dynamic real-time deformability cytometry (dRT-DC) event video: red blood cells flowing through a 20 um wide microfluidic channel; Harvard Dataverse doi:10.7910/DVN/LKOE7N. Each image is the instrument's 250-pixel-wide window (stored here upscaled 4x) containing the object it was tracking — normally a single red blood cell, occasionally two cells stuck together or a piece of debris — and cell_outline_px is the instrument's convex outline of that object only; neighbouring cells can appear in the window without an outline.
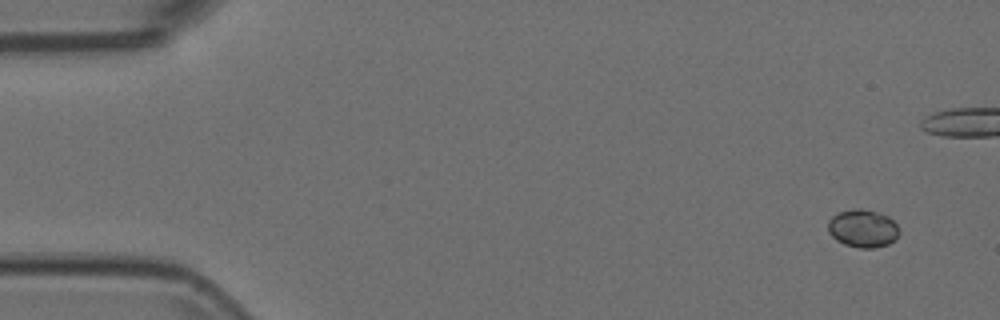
{"species": "Egyptian fruit bat (a non-hibernating species)", "species_latin": "Rousettus aegyptiacus", "temperature_condition": "room temperature", "stored_images_in_passage": 54, "camera_frame_rate_fps": 3000, "um_per_image_px": 0.085, "animal": {"sex": "female"}, "frame": {"image": 1, "passage_image": 1, "time_ms": 0.0, "image_size_px": [1000, 320], "cell_outline_px": [[900, 232], [896, 240], [888, 244], [876, 248], [860, 248], [844, 244], [836, 240], [828, 232], [828, 220], [832, 216], [840, 212], [852, 208], [860, 208], [876, 212], [888, 216], [900, 228]], "centroid_in_image_um": [73.35, 19.42], "position_along_channel_um": 11.6, "area_um2": 15.9}}
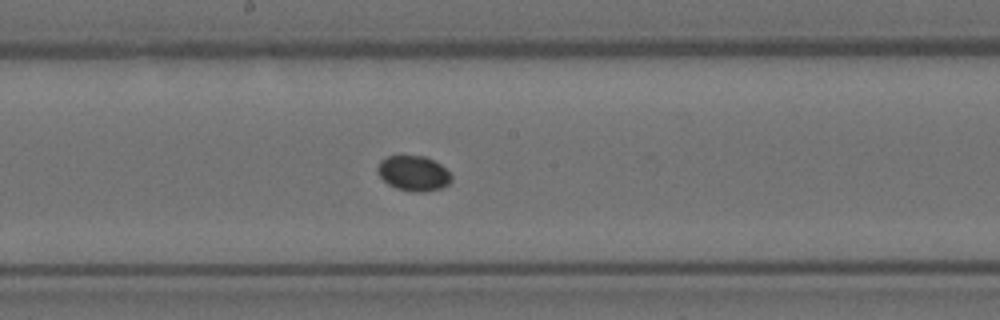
{"frame": {"image": 2, "passage_image": 27, "time_ms": 8.667, "image_size_px": [1000, 320], "cell_outline_px": [[452, 180], [448, 184], [440, 188], [420, 192], [412, 192], [396, 188], [388, 184], [380, 176], [376, 168], [380, 160], [388, 156], [400, 152], [424, 156], [440, 164], [452, 176]], "centroid_in_image_um": [35.1, 14.68], "position_along_channel_um": 213.1, "area_um2": 15.49}}
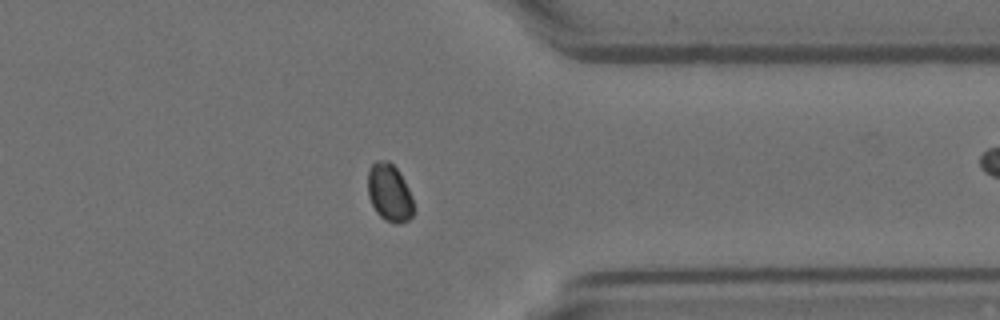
{"frame": {"image": 3, "passage_image": 41, "time_ms": 13.333, "image_size_px": [1000, 320], "cell_outline_px": [[412, 216], [408, 220], [400, 224], [396, 224], [384, 220], [376, 212], [368, 196], [368, 168], [376, 160], [388, 160], [400, 172], [412, 196]], "centroid_in_image_um": [33.08, 16.37], "position_along_channel_um": 378.3, "area_um2": 15.43}}